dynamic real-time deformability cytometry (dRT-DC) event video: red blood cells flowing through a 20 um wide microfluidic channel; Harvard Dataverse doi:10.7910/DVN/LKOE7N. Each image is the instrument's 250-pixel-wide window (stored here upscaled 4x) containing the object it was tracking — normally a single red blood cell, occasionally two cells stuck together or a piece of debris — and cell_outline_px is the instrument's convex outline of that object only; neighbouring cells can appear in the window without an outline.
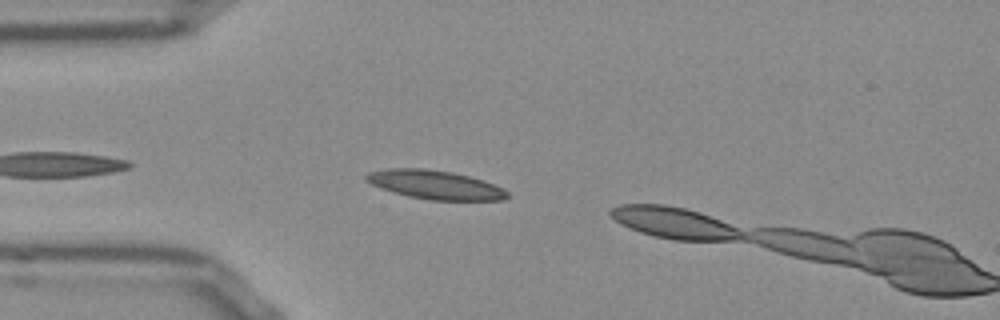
{"species": "Egyptian fruit bat (a non-hibernating species)", "species_latin": "Rousettus aegyptiacus", "temperature_condition": "room temperature", "stored_images_in_passage": 5, "camera_frame_rate_fps": 3000, "um_per_image_px": 0.085, "frame": {"image": 1, "passage_image": 4, "time_ms": 1.0, "image_size_px": [1000, 320], "cell_outline_px": [[508, 196], [504, 200], [428, 200], [408, 196], [392, 192], [380, 188], [364, 180], [364, 176], [368, 172], [388, 168], [424, 168], [452, 172], [468, 176], [504, 188], [508, 192]], "centroid_in_image_um": [36.93, 15.7], "position_along_channel_um": 48.1, "area_um2": 23.7}}